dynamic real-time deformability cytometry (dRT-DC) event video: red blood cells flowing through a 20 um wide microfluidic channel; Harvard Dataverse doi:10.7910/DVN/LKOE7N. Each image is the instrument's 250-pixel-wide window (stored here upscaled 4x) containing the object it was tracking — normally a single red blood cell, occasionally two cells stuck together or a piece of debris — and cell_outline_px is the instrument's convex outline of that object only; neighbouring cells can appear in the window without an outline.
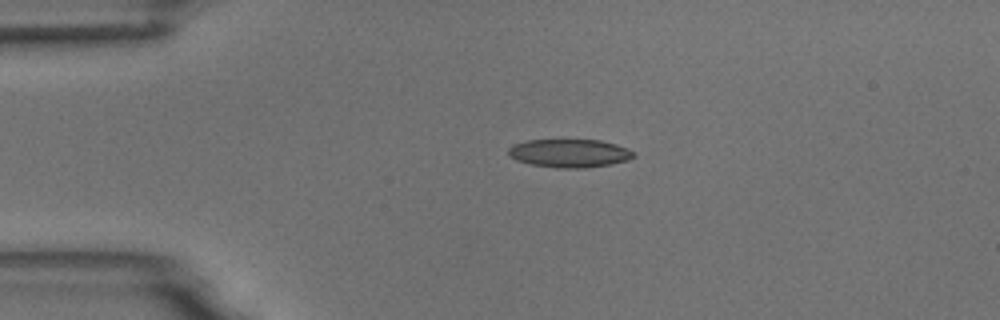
{"species": "common noctule bat (a hibernating species)", "species_latin": "Nyctalus noctula", "temperature_condition": "room temperature", "stored_images_in_passage": 2, "camera_frame_rate_fps": 3000, "um_per_image_px": 0.085, "animal": {"sex": "male", "body_mass_g": 18.8}, "frame": {"image": 1, "passage_image": 1, "time_ms": 0.0, "image_size_px": [1000, 320], "cell_outline_px": [[636, 156], [628, 160], [612, 164], [584, 168], [556, 168], [532, 164], [516, 160], [508, 156], [508, 148], [512, 144], [528, 140], [600, 140], [616, 144], [628, 148], [636, 152]], "centroid_in_image_um": [48.42, 13.02], "position_along_channel_um": 36.6, "area_um2": 20.87}}